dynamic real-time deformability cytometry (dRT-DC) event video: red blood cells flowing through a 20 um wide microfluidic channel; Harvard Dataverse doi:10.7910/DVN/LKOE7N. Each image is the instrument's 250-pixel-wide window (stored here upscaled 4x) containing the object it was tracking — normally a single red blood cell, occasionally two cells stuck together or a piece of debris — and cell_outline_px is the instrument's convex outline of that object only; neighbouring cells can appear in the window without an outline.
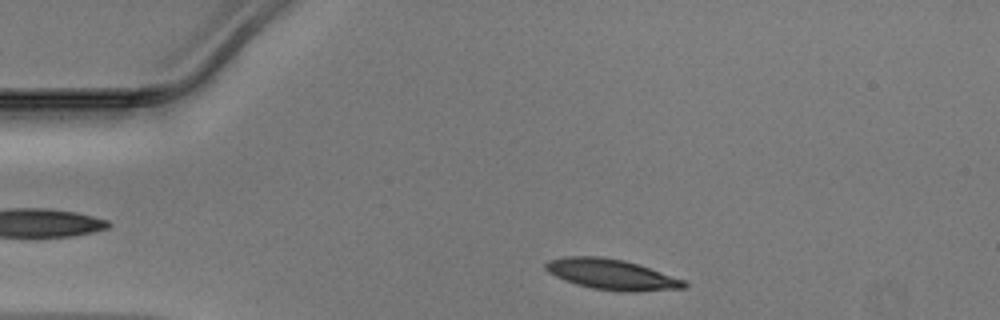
{"species": "Egyptian fruit bat (a non-hibernating species)", "species_latin": "Rousettus aegyptiacus", "temperature_condition": "warm", "stored_images_in_passage": 35, "camera_frame_rate_fps": 3000, "um_per_image_px": 0.085, "animal": {"sex": "male"}, "frame": {"image": 1, "passage_image": 3, "time_ms": 0.667, "image_size_px": [1000, 320], "cell_outline_px": [[688, 284], [684, 288], [624, 292], [592, 288], [576, 284], [564, 280], [548, 272], [544, 268], [544, 264], [548, 260], [564, 256], [600, 256], [624, 260], [684, 280]], "centroid_in_image_um": [51.91, 23.31], "position_along_channel_um": 33.1, "area_um2": 24.33}}
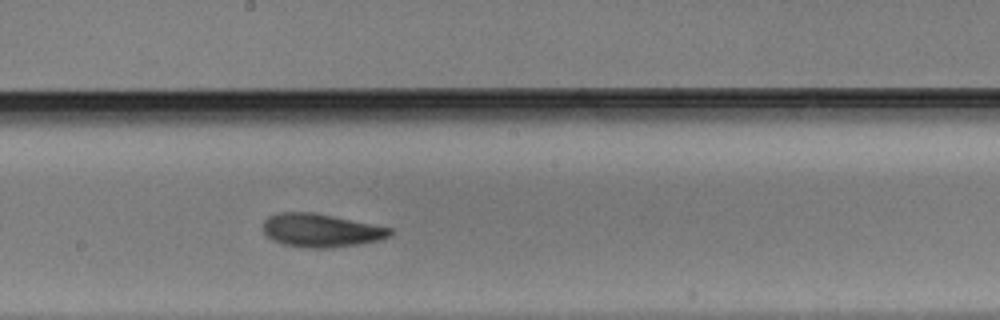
{"frame": {"image": 2, "passage_image": 20, "time_ms": 6.333, "image_size_px": [1000, 320], "cell_outline_px": [[392, 236], [380, 240], [360, 244], [332, 248], [304, 248], [284, 244], [272, 240], [264, 232], [264, 220], [268, 216], [276, 212], [312, 212], [392, 228]], "centroid_in_image_um": [27.28, 19.59], "position_along_channel_um": 220.9, "area_um2": 24.74}}
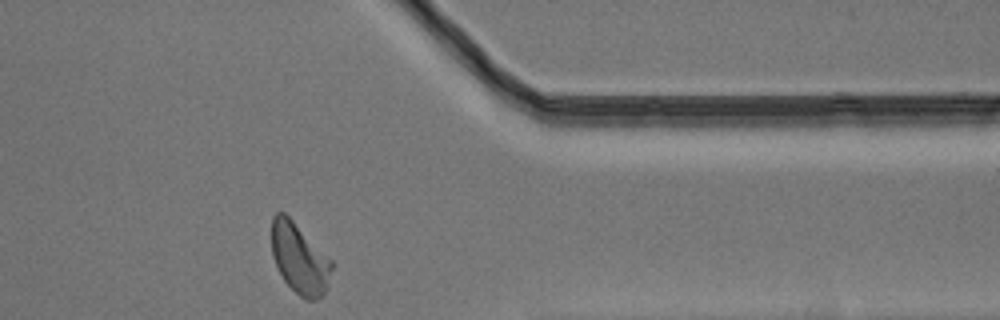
{"frame": {"image": 3, "passage_image": 33, "time_ms": 10.667, "image_size_px": [1000, 320], "cell_outline_px": [[332, 268], [328, 288], [316, 300], [308, 300], [300, 296], [284, 280], [272, 256], [272, 216], [276, 212], [284, 212], [332, 260]], "centroid_in_image_um": [25.46, 21.98], "position_along_channel_um": 385.9, "area_um2": 24.33}}